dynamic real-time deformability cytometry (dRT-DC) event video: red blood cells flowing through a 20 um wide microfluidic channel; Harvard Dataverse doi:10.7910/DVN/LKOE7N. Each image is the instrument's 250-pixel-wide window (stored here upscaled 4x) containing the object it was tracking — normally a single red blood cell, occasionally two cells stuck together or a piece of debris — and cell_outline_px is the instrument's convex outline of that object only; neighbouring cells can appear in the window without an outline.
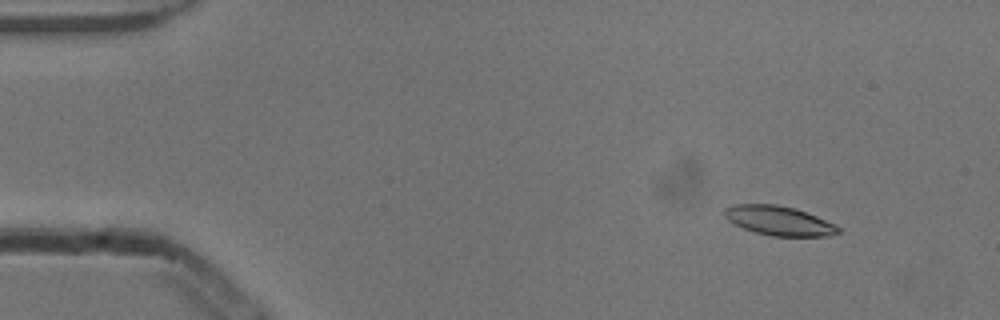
{"species": "common noctule bat (a hibernating species)", "species_latin": "Nyctalus noctula", "temperature_condition": "cold", "stored_images_in_passage": 54, "camera_frame_rate_fps": 3000, "um_per_image_px": 0.085, "animal": {"sex": "male", "body_mass_g": 13.3}, "frame": {"image": 1, "passage_image": 6, "time_ms": 1.667, "image_size_px": [1000, 320], "cell_outline_px": [[840, 232], [828, 236], [772, 236], [756, 232], [744, 228], [728, 220], [724, 216], [724, 208], [736, 204], [776, 204], [792, 208], [816, 216], [836, 224], [840, 228]], "centroid_in_image_um": [66.22, 18.76], "position_along_channel_um": 18.8, "area_um2": 19.25}}
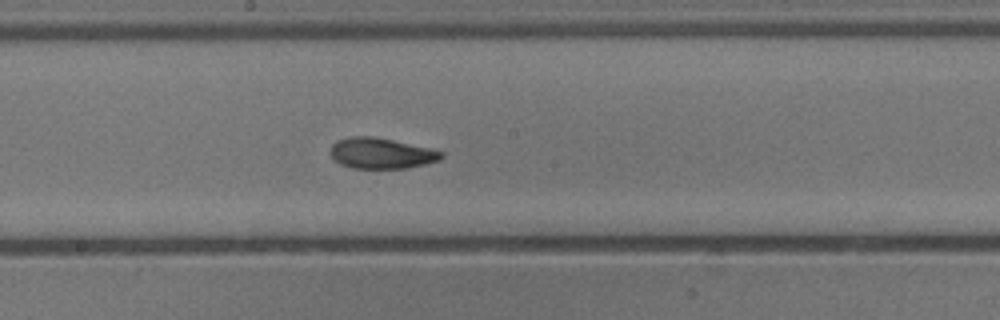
{"frame": {"image": 2, "passage_image": 29, "time_ms": 9.333, "image_size_px": [1000, 320], "cell_outline_px": [[444, 156], [440, 160], [408, 168], [352, 168], [340, 164], [332, 160], [328, 152], [332, 144], [336, 140], [352, 136], [372, 136], [436, 148], [444, 152]], "centroid_in_image_um": [32.41, 13.02], "position_along_channel_um": 215.8, "area_um2": 20.4}}
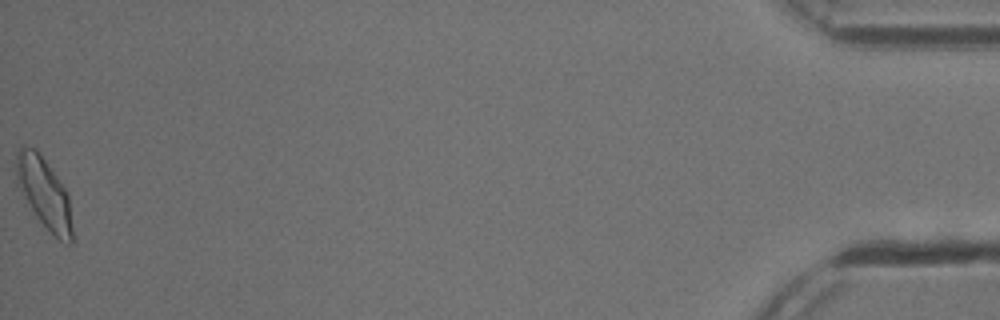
{"frame": {"image": 3, "passage_image": 54, "time_ms": 17.667, "image_size_px": [1000, 320], "cell_outline_px": [[72, 244], [68, 244], [60, 240], [36, 216], [16, 180], [16, 152], [20, 148], [36, 148], [56, 176], [64, 188], [68, 196], [72, 228]], "centroid_in_image_um": [3.76, 16.4], "position_along_channel_um": 431.4, "area_um2": 22.14}, "authors_computed_cell_mechanics": {"area_um2": 19.9699, "velocity_mm_per_s": 3.8392, "shape_relaxation_time_tau1_ms": 4.0594, "shape_relaxation_time_tau2_ms": 3.1018, "deformation_change_tau1": 0.1418, "deformation_change_tau2": 0.0915}}